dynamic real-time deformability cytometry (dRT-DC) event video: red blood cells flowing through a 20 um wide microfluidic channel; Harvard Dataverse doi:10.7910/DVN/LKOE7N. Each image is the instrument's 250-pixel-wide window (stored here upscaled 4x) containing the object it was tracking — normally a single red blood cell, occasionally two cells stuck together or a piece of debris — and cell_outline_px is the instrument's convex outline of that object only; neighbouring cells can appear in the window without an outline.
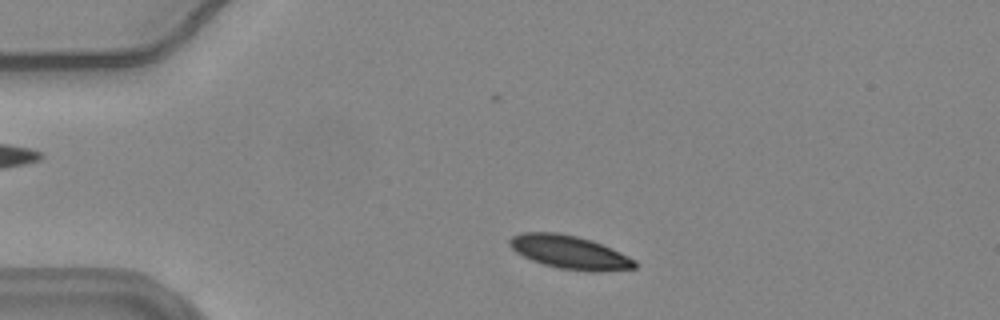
{"species": "common noctule bat (a hibernating species)", "species_latin": "Nyctalus noctula", "temperature_condition": "warm", "stored_images_in_passage": 50, "camera_frame_rate_fps": 3000, "um_per_image_px": 0.085, "animal": {"sex": "female", "body_mass_g": 24.6, "forearm_length_mm": 56.2}, "frame": {"image": 1, "passage_image": 6, "time_ms": 1.667, "image_size_px": [1000, 320], "cell_outline_px": [[636, 268], [596, 272], [588, 272], [560, 268], [544, 264], [532, 260], [516, 252], [508, 244], [508, 240], [512, 236], [524, 232], [556, 232], [576, 236], [592, 240], [620, 252], [636, 260]], "centroid_in_image_um": [48.42, 21.44], "position_along_channel_um": 36.6, "area_um2": 24.28}}
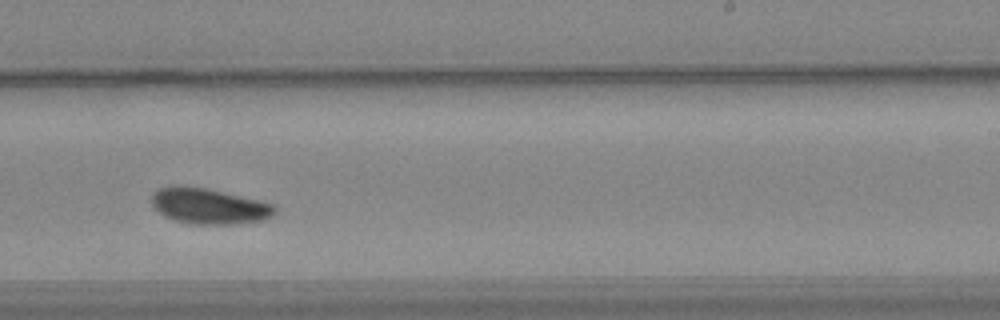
{"frame": {"image": 2, "passage_image": 29, "time_ms": 9.333, "image_size_px": [1000, 320], "cell_outline_px": [[276, 212], [272, 216], [264, 220], [228, 224], [192, 224], [176, 220], [164, 216], [152, 204], [152, 196], [156, 188], [176, 184], [180, 184], [204, 188], [256, 200], [272, 204], [276, 208]], "centroid_in_image_um": [17.71, 17.51], "position_along_channel_um": 271.3, "area_um2": 25.37}}
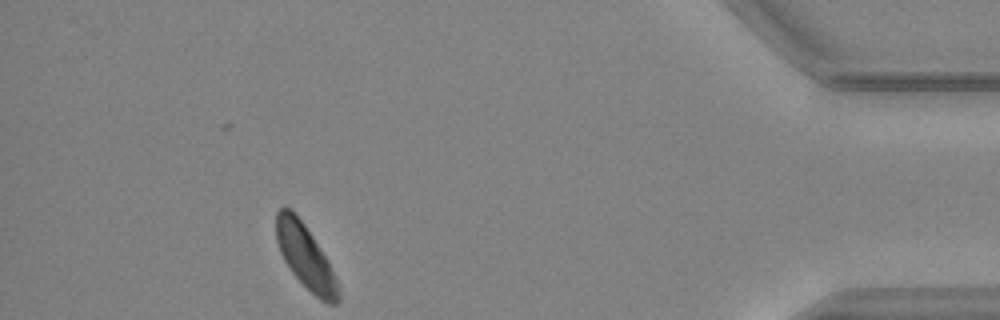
{"frame": {"image": 3, "passage_image": 45, "time_ms": 14.667, "image_size_px": [1000, 320], "cell_outline_px": [[340, 300], [336, 304], [328, 304], [320, 300], [292, 272], [284, 260], [280, 252], [276, 240], [276, 212], [284, 204], [292, 208], [296, 212], [328, 260], [336, 280], [340, 292]], "centroid_in_image_um": [25.95, 21.77], "position_along_channel_um": 409.3, "area_um2": 23.06}, "authors_computed_cell_mechanics": {"area_um2": 24.7962, "velocity_mm_per_s": 3.6273, "shape_relaxation_time_tau1_ms": 3.0378, "shape_relaxation_time_tau2_ms": null, "deformation_change_tau1": 0.1063, "deformation_change_tau2": null}}